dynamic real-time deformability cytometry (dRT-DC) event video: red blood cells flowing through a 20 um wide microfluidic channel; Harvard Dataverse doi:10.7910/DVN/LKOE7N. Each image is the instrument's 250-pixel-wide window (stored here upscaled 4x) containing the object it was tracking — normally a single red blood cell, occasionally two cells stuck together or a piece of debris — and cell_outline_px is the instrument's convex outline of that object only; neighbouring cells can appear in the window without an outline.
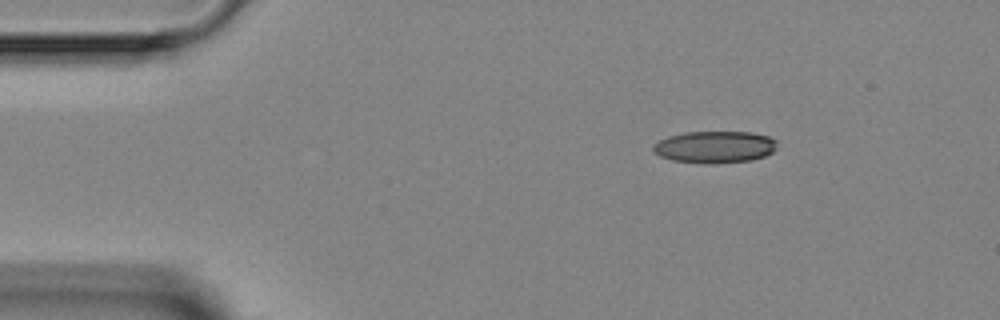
{"species": "Egyptian fruit bat (a non-hibernating species)", "species_latin": "Rousettus aegyptiacus", "temperature_condition": "room temperature", "stored_images_in_passage": 2, "camera_frame_rate_fps": 3000, "um_per_image_px": 0.085, "animal": {"sex": "female"}, "frame": {"image": 1, "passage_image": 1, "time_ms": 0.0, "image_size_px": [1000, 320], "cell_outline_px": [[776, 148], [772, 152], [764, 156], [752, 160], [672, 160], [660, 156], [652, 152], [652, 144], [668, 136], [684, 132], [752, 132], [768, 136], [776, 140]], "centroid_in_image_um": [60.74, 12.43], "position_along_channel_um": 24.3, "area_um2": 22.02}}